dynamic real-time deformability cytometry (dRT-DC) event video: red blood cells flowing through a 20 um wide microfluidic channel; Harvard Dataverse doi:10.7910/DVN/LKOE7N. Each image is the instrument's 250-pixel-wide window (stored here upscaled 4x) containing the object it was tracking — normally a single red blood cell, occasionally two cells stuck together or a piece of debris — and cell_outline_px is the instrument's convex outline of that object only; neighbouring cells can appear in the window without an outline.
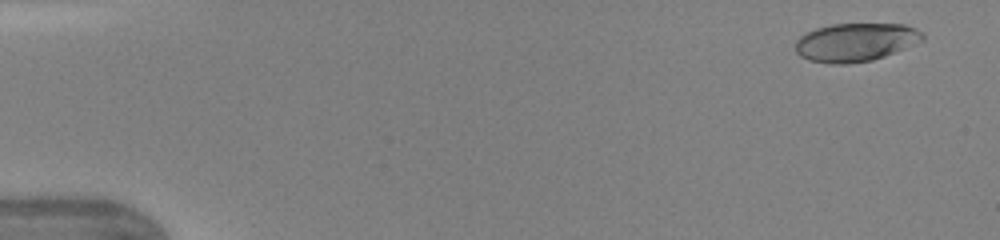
{"species": "human", "species_latin": "Homo sapiens", "temperature_condition": "warm", "stored_images_in_passage": 47, "camera_frame_rate_fps": 3000, "um_per_image_px": 0.085, "donor": {"sex": "female"}, "frame": {"image": 1, "passage_image": 3, "time_ms": 0.667, "image_size_px": [1000, 240], "cell_outline_px": [[924, 40], [884, 56], [872, 60], [848, 64], [832, 64], [808, 60], [800, 56], [796, 52], [796, 40], [800, 36], [816, 28], [832, 24], [904, 24], [916, 28], [924, 32]], "centroid_in_image_um": [72.73, 3.59], "position_along_channel_um": 12.3, "area_um2": 28.44}}
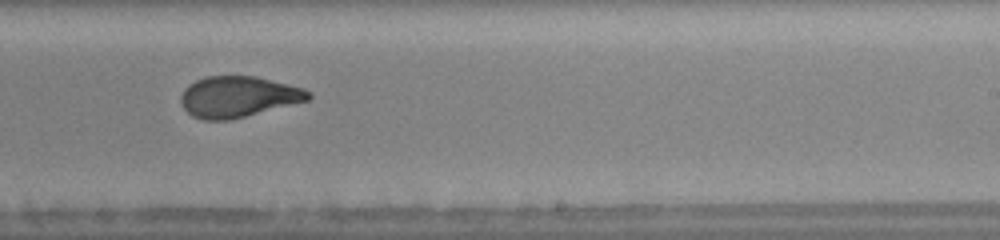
{"frame": {"image": 2, "passage_image": 30, "time_ms": 9.667, "image_size_px": [1000, 240], "cell_outline_px": [[312, 96], [308, 100], [228, 120], [204, 120], [192, 116], [184, 108], [180, 100], [180, 96], [184, 88], [188, 84], [196, 80], [208, 76], [256, 76], [304, 88], [312, 92]], "centroid_in_image_um": [20.23, 8.21], "position_along_channel_um": 268.8, "area_um2": 30.29}}
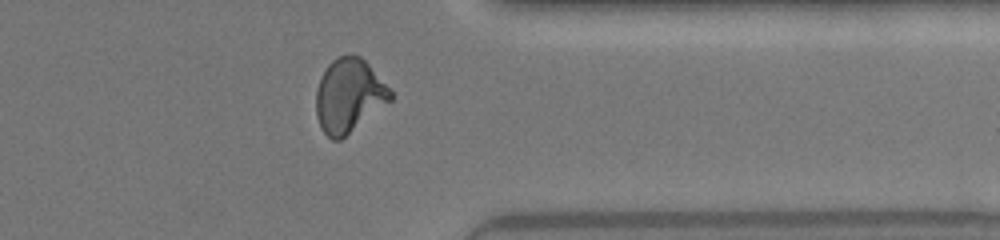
{"frame": {"image": 3, "passage_image": 38, "time_ms": 12.333, "image_size_px": [1000, 240], "cell_outline_px": [[392, 100], [340, 140], [332, 140], [320, 128], [316, 116], [316, 92], [320, 80], [328, 64], [336, 56], [352, 52], [360, 56], [368, 64], [392, 92]], "centroid_in_image_um": [29.64, 8.11], "position_along_channel_um": 381.8, "area_um2": 31.85}, "authors_computed_cell_mechanics": {"area_um2": 30.5762, "velocity_mm_per_s": 4.4011, "shape_relaxation_time_tau1_ms": 6.0849, "shape_relaxation_time_tau2_ms": 1.0697, "deformation_change_tau1": 0.2463, "deformation_change_tau2": 0.0813}}